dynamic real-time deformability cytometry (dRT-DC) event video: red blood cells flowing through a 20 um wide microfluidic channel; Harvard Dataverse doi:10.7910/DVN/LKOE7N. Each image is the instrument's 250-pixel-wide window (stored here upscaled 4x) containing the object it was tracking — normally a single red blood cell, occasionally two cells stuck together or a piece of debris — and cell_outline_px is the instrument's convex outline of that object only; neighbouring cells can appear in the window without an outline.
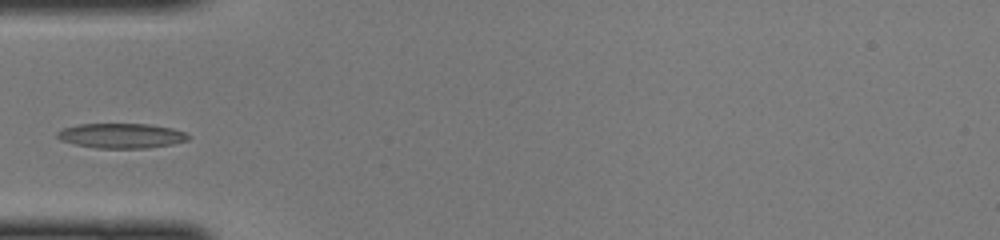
{"species": "common noctule bat (a hibernating species)", "species_latin": "Nyctalus noctula", "temperature_condition": "cold", "stored_images_in_passage": 33, "camera_frame_rate_fps": 3000, "um_per_image_px": 0.085, "animal": {"sex": "female", "body_mass_g": 22.0, "forearm_length_mm": 56.7}, "frame": {"image": 1, "passage_image": 1, "time_ms": 0.0, "image_size_px": [1000, 240], "cell_outline_px": [[188, 140], [172, 144], [148, 148], [96, 148], [76, 144], [60, 140], [56, 136], [56, 132], [64, 128], [80, 124], [148, 124], [172, 128], [184, 132], [188, 136]], "centroid_in_image_um": [10.3, 11.54], "position_along_channel_um": 74.7, "area_um2": 18.84}}
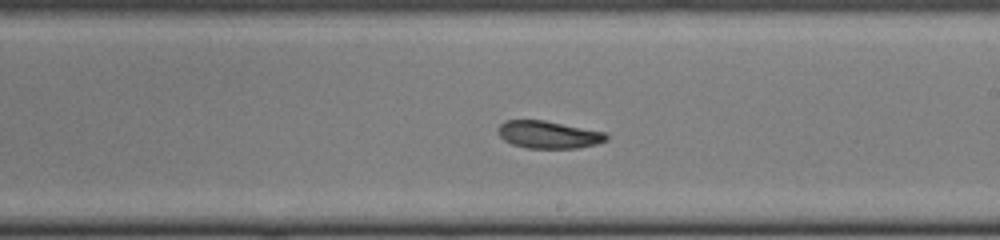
{"frame": {"image": 2, "passage_image": 13, "time_ms": 4.0, "image_size_px": [1000, 240], "cell_outline_px": [[608, 140], [596, 144], [576, 148], [528, 148], [512, 144], [504, 140], [500, 136], [496, 128], [504, 120], [544, 120], [604, 132], [608, 136]], "centroid_in_image_um": [46.59, 11.44], "position_along_channel_um": 242.4, "area_um2": 17.28}}
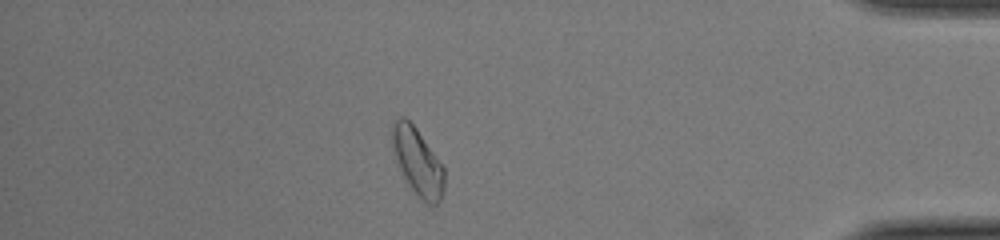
{"frame": {"image": 3, "passage_image": 27, "time_ms": 8.667, "image_size_px": [1000, 240], "cell_outline_px": [[444, 192], [440, 200], [436, 204], [424, 204], [416, 196], [408, 184], [400, 168], [392, 148], [392, 124], [396, 116], [404, 116], [416, 128], [444, 168]], "centroid_in_image_um": [35.49, 13.77], "position_along_channel_um": 399.7, "area_um2": 20.35}}